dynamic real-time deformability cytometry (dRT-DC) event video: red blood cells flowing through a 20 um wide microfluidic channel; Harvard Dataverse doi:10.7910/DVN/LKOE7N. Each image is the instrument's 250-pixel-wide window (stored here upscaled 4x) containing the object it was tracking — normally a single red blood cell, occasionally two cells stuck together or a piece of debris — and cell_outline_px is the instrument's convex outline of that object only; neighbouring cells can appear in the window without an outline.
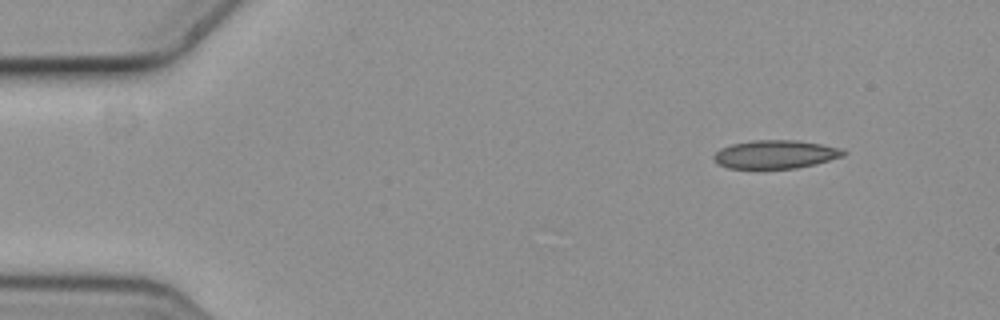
{"species": "common noctule bat (a hibernating species)", "species_latin": "Nyctalus noctula", "temperature_condition": "cold", "stored_images_in_passage": 5, "camera_frame_rate_fps": 3000, "um_per_image_px": 0.085, "animal": {"sex": "female", "body_mass_g": 19.3, "forearm_length_mm": 54.1}, "frame": {"image": 1, "passage_image": 5, "time_ms": 1.333, "image_size_px": [1000, 320], "cell_outline_px": [[848, 152], [844, 156], [816, 164], [796, 168], [728, 168], [720, 164], [712, 156], [720, 148], [732, 144], [752, 140], [796, 140], [844, 148]], "centroid_in_image_um": [65.97, 13.11], "position_along_channel_um": 19.0, "area_um2": 21.44}}